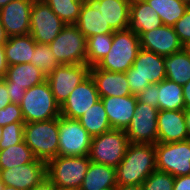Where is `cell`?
Instances as JSON below:
<instances>
[{
    "instance_id": "cell-1",
    "label": "cell",
    "mask_w": 190,
    "mask_h": 190,
    "mask_svg": "<svg viewBox=\"0 0 190 190\" xmlns=\"http://www.w3.org/2000/svg\"><path fill=\"white\" fill-rule=\"evenodd\" d=\"M155 170V145L129 143L124 158L116 167L117 184L142 185Z\"/></svg>"
},
{
    "instance_id": "cell-2",
    "label": "cell",
    "mask_w": 190,
    "mask_h": 190,
    "mask_svg": "<svg viewBox=\"0 0 190 190\" xmlns=\"http://www.w3.org/2000/svg\"><path fill=\"white\" fill-rule=\"evenodd\" d=\"M126 76L131 95L137 96L150 84L166 79L164 57L141 48Z\"/></svg>"
},
{
    "instance_id": "cell-3",
    "label": "cell",
    "mask_w": 190,
    "mask_h": 190,
    "mask_svg": "<svg viewBox=\"0 0 190 190\" xmlns=\"http://www.w3.org/2000/svg\"><path fill=\"white\" fill-rule=\"evenodd\" d=\"M23 138L38 160L49 162L58 153V118L25 123Z\"/></svg>"
},
{
    "instance_id": "cell-4",
    "label": "cell",
    "mask_w": 190,
    "mask_h": 190,
    "mask_svg": "<svg viewBox=\"0 0 190 190\" xmlns=\"http://www.w3.org/2000/svg\"><path fill=\"white\" fill-rule=\"evenodd\" d=\"M141 49L139 36L130 29L114 31L110 52L96 66L101 70L126 73Z\"/></svg>"
},
{
    "instance_id": "cell-5",
    "label": "cell",
    "mask_w": 190,
    "mask_h": 190,
    "mask_svg": "<svg viewBox=\"0 0 190 190\" xmlns=\"http://www.w3.org/2000/svg\"><path fill=\"white\" fill-rule=\"evenodd\" d=\"M19 105L25 123L47 121L61 115L60 105L47 80L25 90V96Z\"/></svg>"
},
{
    "instance_id": "cell-6",
    "label": "cell",
    "mask_w": 190,
    "mask_h": 190,
    "mask_svg": "<svg viewBox=\"0 0 190 190\" xmlns=\"http://www.w3.org/2000/svg\"><path fill=\"white\" fill-rule=\"evenodd\" d=\"M90 162L88 155L56 156L46 163V174L56 187L79 190Z\"/></svg>"
},
{
    "instance_id": "cell-7",
    "label": "cell",
    "mask_w": 190,
    "mask_h": 190,
    "mask_svg": "<svg viewBox=\"0 0 190 190\" xmlns=\"http://www.w3.org/2000/svg\"><path fill=\"white\" fill-rule=\"evenodd\" d=\"M49 46L60 65L87 64V38L75 24L65 25Z\"/></svg>"
},
{
    "instance_id": "cell-8",
    "label": "cell",
    "mask_w": 190,
    "mask_h": 190,
    "mask_svg": "<svg viewBox=\"0 0 190 190\" xmlns=\"http://www.w3.org/2000/svg\"><path fill=\"white\" fill-rule=\"evenodd\" d=\"M129 145L125 130L111 129L92 137L88 157L92 162L117 167Z\"/></svg>"
},
{
    "instance_id": "cell-9",
    "label": "cell",
    "mask_w": 190,
    "mask_h": 190,
    "mask_svg": "<svg viewBox=\"0 0 190 190\" xmlns=\"http://www.w3.org/2000/svg\"><path fill=\"white\" fill-rule=\"evenodd\" d=\"M59 145L57 156H87L92 136L78 119L58 117Z\"/></svg>"
},
{
    "instance_id": "cell-10",
    "label": "cell",
    "mask_w": 190,
    "mask_h": 190,
    "mask_svg": "<svg viewBox=\"0 0 190 190\" xmlns=\"http://www.w3.org/2000/svg\"><path fill=\"white\" fill-rule=\"evenodd\" d=\"M156 168L173 177L190 175V140L155 144Z\"/></svg>"
},
{
    "instance_id": "cell-11",
    "label": "cell",
    "mask_w": 190,
    "mask_h": 190,
    "mask_svg": "<svg viewBox=\"0 0 190 190\" xmlns=\"http://www.w3.org/2000/svg\"><path fill=\"white\" fill-rule=\"evenodd\" d=\"M66 24L44 0H34L30 12V35L38 44L49 45Z\"/></svg>"
},
{
    "instance_id": "cell-12",
    "label": "cell",
    "mask_w": 190,
    "mask_h": 190,
    "mask_svg": "<svg viewBox=\"0 0 190 190\" xmlns=\"http://www.w3.org/2000/svg\"><path fill=\"white\" fill-rule=\"evenodd\" d=\"M90 75L87 64L59 65L50 73L46 80L49 82L56 102L61 106L71 92Z\"/></svg>"
},
{
    "instance_id": "cell-13",
    "label": "cell",
    "mask_w": 190,
    "mask_h": 190,
    "mask_svg": "<svg viewBox=\"0 0 190 190\" xmlns=\"http://www.w3.org/2000/svg\"><path fill=\"white\" fill-rule=\"evenodd\" d=\"M158 108L148 106L137 100L134 117L126 128L129 143L153 144L157 143Z\"/></svg>"
},
{
    "instance_id": "cell-14",
    "label": "cell",
    "mask_w": 190,
    "mask_h": 190,
    "mask_svg": "<svg viewBox=\"0 0 190 190\" xmlns=\"http://www.w3.org/2000/svg\"><path fill=\"white\" fill-rule=\"evenodd\" d=\"M46 177V162L38 159L25 165L0 170L1 182L19 190H32Z\"/></svg>"
},
{
    "instance_id": "cell-15",
    "label": "cell",
    "mask_w": 190,
    "mask_h": 190,
    "mask_svg": "<svg viewBox=\"0 0 190 190\" xmlns=\"http://www.w3.org/2000/svg\"><path fill=\"white\" fill-rule=\"evenodd\" d=\"M34 0H12L0 9V20L7 37L30 34V12Z\"/></svg>"
},
{
    "instance_id": "cell-16",
    "label": "cell",
    "mask_w": 190,
    "mask_h": 190,
    "mask_svg": "<svg viewBox=\"0 0 190 190\" xmlns=\"http://www.w3.org/2000/svg\"><path fill=\"white\" fill-rule=\"evenodd\" d=\"M99 100L96 84L91 75H89L60 106L61 116L79 119Z\"/></svg>"
},
{
    "instance_id": "cell-17",
    "label": "cell",
    "mask_w": 190,
    "mask_h": 190,
    "mask_svg": "<svg viewBox=\"0 0 190 190\" xmlns=\"http://www.w3.org/2000/svg\"><path fill=\"white\" fill-rule=\"evenodd\" d=\"M139 41L142 49L163 57L172 55L184 48L173 26L167 25L142 33L139 36Z\"/></svg>"
},
{
    "instance_id": "cell-18",
    "label": "cell",
    "mask_w": 190,
    "mask_h": 190,
    "mask_svg": "<svg viewBox=\"0 0 190 190\" xmlns=\"http://www.w3.org/2000/svg\"><path fill=\"white\" fill-rule=\"evenodd\" d=\"M157 142L173 143L189 140L184 110H159Z\"/></svg>"
},
{
    "instance_id": "cell-19",
    "label": "cell",
    "mask_w": 190,
    "mask_h": 190,
    "mask_svg": "<svg viewBox=\"0 0 190 190\" xmlns=\"http://www.w3.org/2000/svg\"><path fill=\"white\" fill-rule=\"evenodd\" d=\"M100 99L106 110L111 128L126 130L135 114L137 96L102 97Z\"/></svg>"
},
{
    "instance_id": "cell-20",
    "label": "cell",
    "mask_w": 190,
    "mask_h": 190,
    "mask_svg": "<svg viewBox=\"0 0 190 190\" xmlns=\"http://www.w3.org/2000/svg\"><path fill=\"white\" fill-rule=\"evenodd\" d=\"M99 97H124L131 95L126 73L101 70L97 66L90 67Z\"/></svg>"
},
{
    "instance_id": "cell-21",
    "label": "cell",
    "mask_w": 190,
    "mask_h": 190,
    "mask_svg": "<svg viewBox=\"0 0 190 190\" xmlns=\"http://www.w3.org/2000/svg\"><path fill=\"white\" fill-rule=\"evenodd\" d=\"M100 9L106 25L114 31L129 29L130 4L132 0H89Z\"/></svg>"
},
{
    "instance_id": "cell-22",
    "label": "cell",
    "mask_w": 190,
    "mask_h": 190,
    "mask_svg": "<svg viewBox=\"0 0 190 190\" xmlns=\"http://www.w3.org/2000/svg\"><path fill=\"white\" fill-rule=\"evenodd\" d=\"M163 25L158 13L145 0H132L129 29L140 36L142 33Z\"/></svg>"
},
{
    "instance_id": "cell-23",
    "label": "cell",
    "mask_w": 190,
    "mask_h": 190,
    "mask_svg": "<svg viewBox=\"0 0 190 190\" xmlns=\"http://www.w3.org/2000/svg\"><path fill=\"white\" fill-rule=\"evenodd\" d=\"M78 30L86 37L97 34H113L114 30L106 25L100 9H97L89 0L83 2L77 23Z\"/></svg>"
},
{
    "instance_id": "cell-24",
    "label": "cell",
    "mask_w": 190,
    "mask_h": 190,
    "mask_svg": "<svg viewBox=\"0 0 190 190\" xmlns=\"http://www.w3.org/2000/svg\"><path fill=\"white\" fill-rule=\"evenodd\" d=\"M46 76L32 63L8 66L4 80L6 87H21L25 90L46 81Z\"/></svg>"
},
{
    "instance_id": "cell-25",
    "label": "cell",
    "mask_w": 190,
    "mask_h": 190,
    "mask_svg": "<svg viewBox=\"0 0 190 190\" xmlns=\"http://www.w3.org/2000/svg\"><path fill=\"white\" fill-rule=\"evenodd\" d=\"M117 185L116 168L90 162L79 190H99L115 188Z\"/></svg>"
},
{
    "instance_id": "cell-26",
    "label": "cell",
    "mask_w": 190,
    "mask_h": 190,
    "mask_svg": "<svg viewBox=\"0 0 190 190\" xmlns=\"http://www.w3.org/2000/svg\"><path fill=\"white\" fill-rule=\"evenodd\" d=\"M36 43L30 34L8 38L3 46L8 66L31 63Z\"/></svg>"
},
{
    "instance_id": "cell-27",
    "label": "cell",
    "mask_w": 190,
    "mask_h": 190,
    "mask_svg": "<svg viewBox=\"0 0 190 190\" xmlns=\"http://www.w3.org/2000/svg\"><path fill=\"white\" fill-rule=\"evenodd\" d=\"M166 78L179 85L190 81V50L183 48L181 51L164 57Z\"/></svg>"
},
{
    "instance_id": "cell-28",
    "label": "cell",
    "mask_w": 190,
    "mask_h": 190,
    "mask_svg": "<svg viewBox=\"0 0 190 190\" xmlns=\"http://www.w3.org/2000/svg\"><path fill=\"white\" fill-rule=\"evenodd\" d=\"M158 91L159 110H185L182 85L166 78L158 83Z\"/></svg>"
},
{
    "instance_id": "cell-29",
    "label": "cell",
    "mask_w": 190,
    "mask_h": 190,
    "mask_svg": "<svg viewBox=\"0 0 190 190\" xmlns=\"http://www.w3.org/2000/svg\"><path fill=\"white\" fill-rule=\"evenodd\" d=\"M160 16L163 25L173 26L188 9V0H145Z\"/></svg>"
},
{
    "instance_id": "cell-30",
    "label": "cell",
    "mask_w": 190,
    "mask_h": 190,
    "mask_svg": "<svg viewBox=\"0 0 190 190\" xmlns=\"http://www.w3.org/2000/svg\"><path fill=\"white\" fill-rule=\"evenodd\" d=\"M78 120L92 137L112 129L101 99Z\"/></svg>"
},
{
    "instance_id": "cell-31",
    "label": "cell",
    "mask_w": 190,
    "mask_h": 190,
    "mask_svg": "<svg viewBox=\"0 0 190 190\" xmlns=\"http://www.w3.org/2000/svg\"><path fill=\"white\" fill-rule=\"evenodd\" d=\"M37 158L24 140L16 145L0 150V170L25 165Z\"/></svg>"
},
{
    "instance_id": "cell-32",
    "label": "cell",
    "mask_w": 190,
    "mask_h": 190,
    "mask_svg": "<svg viewBox=\"0 0 190 190\" xmlns=\"http://www.w3.org/2000/svg\"><path fill=\"white\" fill-rule=\"evenodd\" d=\"M113 34H97L87 38V65L96 66L110 52Z\"/></svg>"
},
{
    "instance_id": "cell-33",
    "label": "cell",
    "mask_w": 190,
    "mask_h": 190,
    "mask_svg": "<svg viewBox=\"0 0 190 190\" xmlns=\"http://www.w3.org/2000/svg\"><path fill=\"white\" fill-rule=\"evenodd\" d=\"M67 25L76 24L85 0H44Z\"/></svg>"
},
{
    "instance_id": "cell-34",
    "label": "cell",
    "mask_w": 190,
    "mask_h": 190,
    "mask_svg": "<svg viewBox=\"0 0 190 190\" xmlns=\"http://www.w3.org/2000/svg\"><path fill=\"white\" fill-rule=\"evenodd\" d=\"M31 63L40 69L46 77L60 65L54 58L50 46L38 43L35 45V53H33V61Z\"/></svg>"
},
{
    "instance_id": "cell-35",
    "label": "cell",
    "mask_w": 190,
    "mask_h": 190,
    "mask_svg": "<svg viewBox=\"0 0 190 190\" xmlns=\"http://www.w3.org/2000/svg\"><path fill=\"white\" fill-rule=\"evenodd\" d=\"M141 186L143 190H173L174 177L167 172L155 170Z\"/></svg>"
},
{
    "instance_id": "cell-36",
    "label": "cell",
    "mask_w": 190,
    "mask_h": 190,
    "mask_svg": "<svg viewBox=\"0 0 190 190\" xmlns=\"http://www.w3.org/2000/svg\"><path fill=\"white\" fill-rule=\"evenodd\" d=\"M24 124L25 122H14L3 127L0 150L21 143L24 140Z\"/></svg>"
},
{
    "instance_id": "cell-37",
    "label": "cell",
    "mask_w": 190,
    "mask_h": 190,
    "mask_svg": "<svg viewBox=\"0 0 190 190\" xmlns=\"http://www.w3.org/2000/svg\"><path fill=\"white\" fill-rule=\"evenodd\" d=\"M173 28L181 44L185 48H188L190 46V6L184 15L173 25Z\"/></svg>"
},
{
    "instance_id": "cell-38",
    "label": "cell",
    "mask_w": 190,
    "mask_h": 190,
    "mask_svg": "<svg viewBox=\"0 0 190 190\" xmlns=\"http://www.w3.org/2000/svg\"><path fill=\"white\" fill-rule=\"evenodd\" d=\"M14 122H24L19 104L11 103L0 110V126L4 127Z\"/></svg>"
},
{
    "instance_id": "cell-39",
    "label": "cell",
    "mask_w": 190,
    "mask_h": 190,
    "mask_svg": "<svg viewBox=\"0 0 190 190\" xmlns=\"http://www.w3.org/2000/svg\"><path fill=\"white\" fill-rule=\"evenodd\" d=\"M158 84H150L137 95V100L154 108H158Z\"/></svg>"
},
{
    "instance_id": "cell-40",
    "label": "cell",
    "mask_w": 190,
    "mask_h": 190,
    "mask_svg": "<svg viewBox=\"0 0 190 190\" xmlns=\"http://www.w3.org/2000/svg\"><path fill=\"white\" fill-rule=\"evenodd\" d=\"M11 103L20 104L25 96V89L21 87H7Z\"/></svg>"
},
{
    "instance_id": "cell-41",
    "label": "cell",
    "mask_w": 190,
    "mask_h": 190,
    "mask_svg": "<svg viewBox=\"0 0 190 190\" xmlns=\"http://www.w3.org/2000/svg\"><path fill=\"white\" fill-rule=\"evenodd\" d=\"M173 190H190V175L174 177Z\"/></svg>"
},
{
    "instance_id": "cell-42",
    "label": "cell",
    "mask_w": 190,
    "mask_h": 190,
    "mask_svg": "<svg viewBox=\"0 0 190 190\" xmlns=\"http://www.w3.org/2000/svg\"><path fill=\"white\" fill-rule=\"evenodd\" d=\"M11 104L9 92L6 87V81L2 79L0 82V110Z\"/></svg>"
},
{
    "instance_id": "cell-43",
    "label": "cell",
    "mask_w": 190,
    "mask_h": 190,
    "mask_svg": "<svg viewBox=\"0 0 190 190\" xmlns=\"http://www.w3.org/2000/svg\"><path fill=\"white\" fill-rule=\"evenodd\" d=\"M32 190H55V185L46 177L38 183Z\"/></svg>"
},
{
    "instance_id": "cell-44",
    "label": "cell",
    "mask_w": 190,
    "mask_h": 190,
    "mask_svg": "<svg viewBox=\"0 0 190 190\" xmlns=\"http://www.w3.org/2000/svg\"><path fill=\"white\" fill-rule=\"evenodd\" d=\"M7 69L8 64L6 61L5 50L3 46H0V76L2 78H4Z\"/></svg>"
},
{
    "instance_id": "cell-45",
    "label": "cell",
    "mask_w": 190,
    "mask_h": 190,
    "mask_svg": "<svg viewBox=\"0 0 190 190\" xmlns=\"http://www.w3.org/2000/svg\"><path fill=\"white\" fill-rule=\"evenodd\" d=\"M183 87V99L185 103V109H190V81H188Z\"/></svg>"
},
{
    "instance_id": "cell-46",
    "label": "cell",
    "mask_w": 190,
    "mask_h": 190,
    "mask_svg": "<svg viewBox=\"0 0 190 190\" xmlns=\"http://www.w3.org/2000/svg\"><path fill=\"white\" fill-rule=\"evenodd\" d=\"M114 190H143L141 185H119L117 184Z\"/></svg>"
},
{
    "instance_id": "cell-47",
    "label": "cell",
    "mask_w": 190,
    "mask_h": 190,
    "mask_svg": "<svg viewBox=\"0 0 190 190\" xmlns=\"http://www.w3.org/2000/svg\"><path fill=\"white\" fill-rule=\"evenodd\" d=\"M8 40L7 34L5 32V28L3 27L0 20V46H4Z\"/></svg>"
},
{
    "instance_id": "cell-48",
    "label": "cell",
    "mask_w": 190,
    "mask_h": 190,
    "mask_svg": "<svg viewBox=\"0 0 190 190\" xmlns=\"http://www.w3.org/2000/svg\"><path fill=\"white\" fill-rule=\"evenodd\" d=\"M184 113H185L186 128H187V132H188L189 140H190V109H185Z\"/></svg>"
},
{
    "instance_id": "cell-49",
    "label": "cell",
    "mask_w": 190,
    "mask_h": 190,
    "mask_svg": "<svg viewBox=\"0 0 190 190\" xmlns=\"http://www.w3.org/2000/svg\"><path fill=\"white\" fill-rule=\"evenodd\" d=\"M10 1H12V0H0V9H1L3 6H6Z\"/></svg>"
},
{
    "instance_id": "cell-50",
    "label": "cell",
    "mask_w": 190,
    "mask_h": 190,
    "mask_svg": "<svg viewBox=\"0 0 190 190\" xmlns=\"http://www.w3.org/2000/svg\"><path fill=\"white\" fill-rule=\"evenodd\" d=\"M2 190H19V189L4 185Z\"/></svg>"
},
{
    "instance_id": "cell-51",
    "label": "cell",
    "mask_w": 190,
    "mask_h": 190,
    "mask_svg": "<svg viewBox=\"0 0 190 190\" xmlns=\"http://www.w3.org/2000/svg\"><path fill=\"white\" fill-rule=\"evenodd\" d=\"M55 190H76V189L64 188V187H56V186H55Z\"/></svg>"
},
{
    "instance_id": "cell-52",
    "label": "cell",
    "mask_w": 190,
    "mask_h": 190,
    "mask_svg": "<svg viewBox=\"0 0 190 190\" xmlns=\"http://www.w3.org/2000/svg\"><path fill=\"white\" fill-rule=\"evenodd\" d=\"M2 131H3V127L0 126V142H1V139H2Z\"/></svg>"
},
{
    "instance_id": "cell-53",
    "label": "cell",
    "mask_w": 190,
    "mask_h": 190,
    "mask_svg": "<svg viewBox=\"0 0 190 190\" xmlns=\"http://www.w3.org/2000/svg\"><path fill=\"white\" fill-rule=\"evenodd\" d=\"M3 186H4V184L1 182V180H0V190H2L3 189Z\"/></svg>"
},
{
    "instance_id": "cell-54",
    "label": "cell",
    "mask_w": 190,
    "mask_h": 190,
    "mask_svg": "<svg viewBox=\"0 0 190 190\" xmlns=\"http://www.w3.org/2000/svg\"><path fill=\"white\" fill-rule=\"evenodd\" d=\"M99 190H114V188H109V189H99Z\"/></svg>"
}]
</instances>
